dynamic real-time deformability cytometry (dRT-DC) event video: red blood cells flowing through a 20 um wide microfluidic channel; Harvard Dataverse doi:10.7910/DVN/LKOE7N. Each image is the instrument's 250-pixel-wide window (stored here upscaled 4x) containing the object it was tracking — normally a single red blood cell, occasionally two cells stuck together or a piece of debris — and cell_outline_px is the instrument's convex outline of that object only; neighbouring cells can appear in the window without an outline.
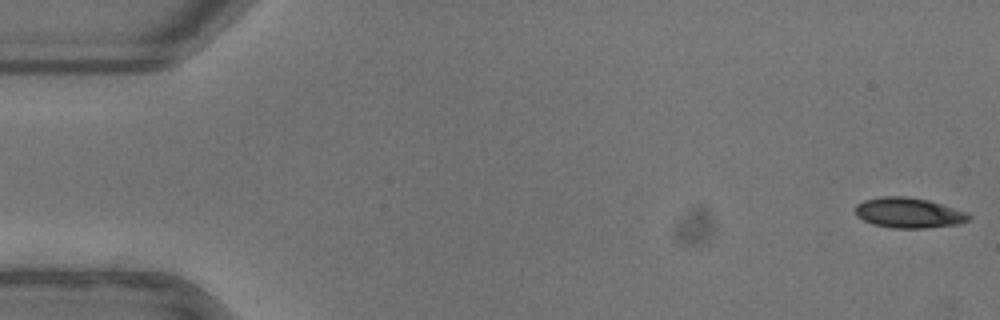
{"species": "common noctule bat (a hibernating species)", "species_latin": "Nyctalus noctula", "temperature_condition": "warm", "stored_images_in_passage": 53, "camera_frame_rate_fps": 3000, "um_per_image_px": 0.085, "animal": {"sex": "female"}, "frame": {"image": 1, "passage_image": 1, "time_ms": 0.0, "image_size_px": [1000, 320], "cell_outline_px": [[972, 216], [968, 220], [956, 224], [924, 228], [892, 228], [872, 224], [856, 216], [856, 204], [864, 200], [880, 196], [904, 196], [928, 200], [968, 212]], "centroid_in_image_um": [77.22, 18.08], "position_along_channel_um": 7.8, "area_um2": 20.0}}
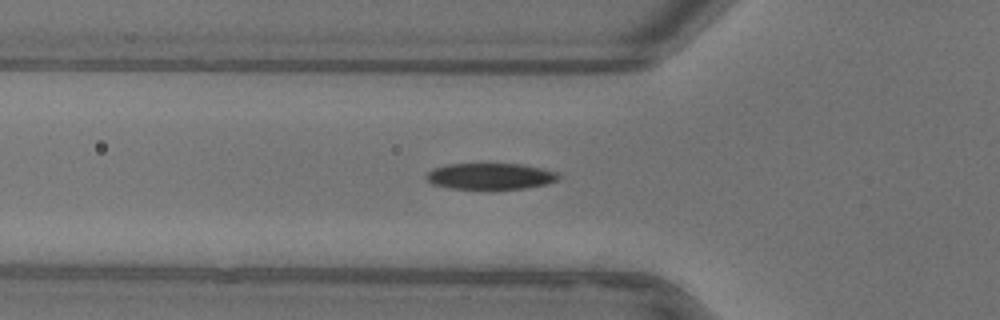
{"frame": {"image": 2, "passage_image": 18, "time_ms": 5.667, "image_size_px": [1000, 320], "cell_outline_px": [[560, 176], [556, 180], [544, 184], [524, 188], [492, 192], [448, 188], [432, 184], [424, 176], [428, 172], [436, 168], [448, 164], [524, 164], [556, 172]], "centroid_in_image_um": [41.64, 15.03], "position_along_channel_um": 84.2, "area_um2": 20.87}}
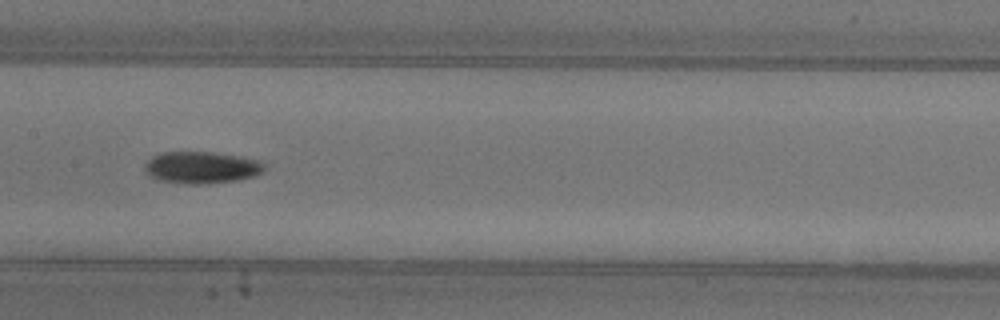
{"frame": {"image": 3, "passage_image": 26, "time_ms": 8.333, "image_size_px": [1000, 320], "cell_outline_px": [[268, 168], [264, 172], [256, 176], [236, 180], [204, 184], [188, 184], [160, 180], [152, 176], [144, 168], [144, 164], [152, 156], [160, 152], [212, 152], [240, 156], [264, 160]], "centroid_in_image_um": [17.23, 14.22], "position_along_channel_um": 190.2, "area_um2": 22.54}}